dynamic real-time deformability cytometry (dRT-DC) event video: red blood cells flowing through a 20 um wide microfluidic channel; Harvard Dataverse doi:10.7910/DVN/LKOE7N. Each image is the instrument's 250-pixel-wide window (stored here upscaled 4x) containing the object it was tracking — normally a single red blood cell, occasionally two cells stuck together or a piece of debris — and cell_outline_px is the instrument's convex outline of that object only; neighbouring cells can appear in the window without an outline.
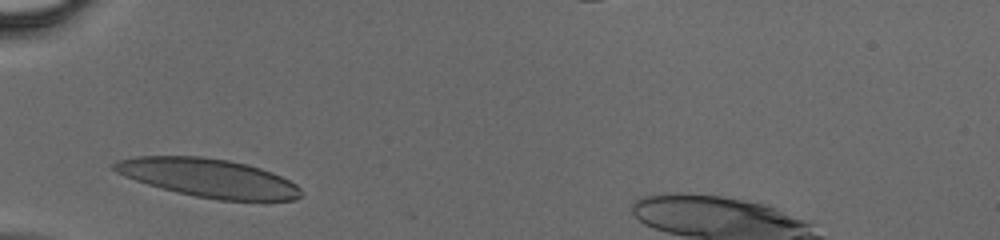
{"species": "human", "species_latin": "Homo sapiens", "temperature_condition": "cold", "stored_images_in_passage": 24, "camera_frame_rate_fps": 3000, "um_per_image_px": 0.085, "donor": {"sex": "male"}, "frame": {"image": 1, "passage_image": 1, "time_ms": 0.0, "image_size_px": [1000, 240], "cell_outline_px": [[300, 196], [296, 200], [220, 200], [196, 196], [176, 192], [160, 188], [124, 176], [116, 172], [112, 168], [112, 164], [116, 160], [136, 156], [200, 156], [228, 160], [260, 168], [272, 172], [296, 184], [300, 188]], "centroid_in_image_um": [17.68, 15.11], "position_along_channel_um": 67.3, "area_um2": 41.67}}
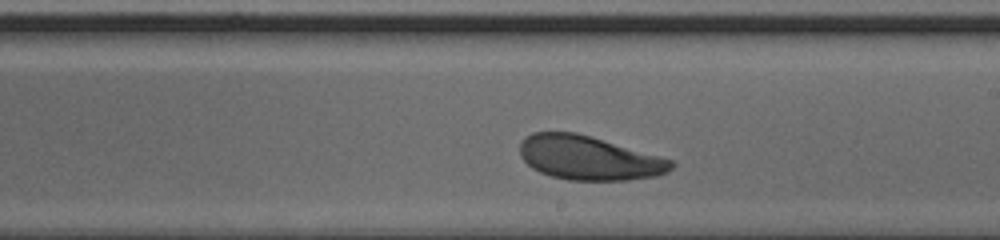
{"frame": {"image": 2, "passage_image": 13, "time_ms": 4.0, "image_size_px": [1000, 240], "cell_outline_px": [[676, 164], [668, 172], [656, 176], [628, 180], [568, 180], [552, 176], [540, 172], [532, 168], [520, 156], [520, 144], [524, 136], [532, 132], [576, 132], [672, 160]], "centroid_in_image_um": [50.02, 13.43], "position_along_channel_um": 239.0, "area_um2": 38.67}}
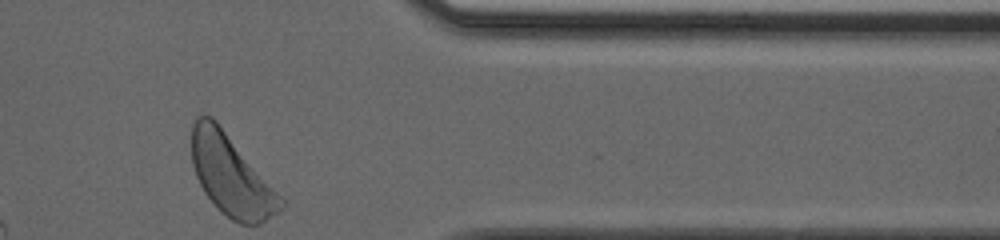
{"frame": {"image": 3, "passage_image": 24, "time_ms": 7.667, "image_size_px": [1000, 240], "cell_outline_px": [[284, 204], [276, 212], [260, 224], [240, 224], [232, 220], [204, 192], [196, 176], [192, 164], [192, 124], [196, 116], [212, 116], [216, 120], [284, 200]], "centroid_in_image_um": [19.62, 14.89], "position_along_channel_um": 391.8, "area_um2": 40.75}}